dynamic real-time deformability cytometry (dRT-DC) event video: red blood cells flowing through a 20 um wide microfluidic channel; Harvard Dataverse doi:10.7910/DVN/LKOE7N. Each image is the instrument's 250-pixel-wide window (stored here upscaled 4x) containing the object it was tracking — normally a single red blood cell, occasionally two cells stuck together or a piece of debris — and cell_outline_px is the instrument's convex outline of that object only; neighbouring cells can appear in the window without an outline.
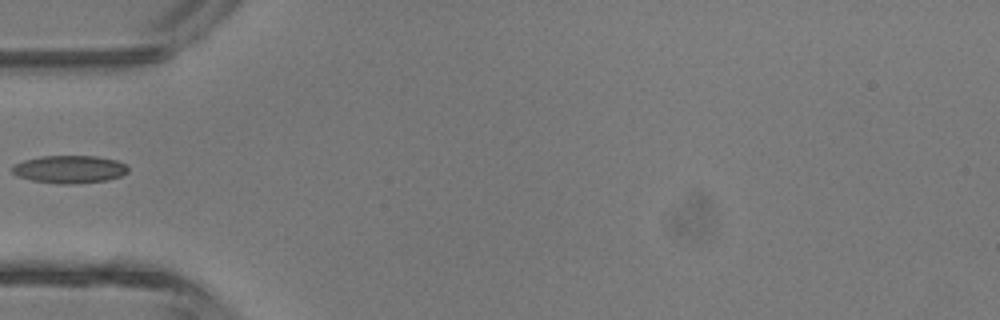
{"species": "common noctule bat (a hibernating species)", "species_latin": "Nyctalus noctula", "temperature_condition": "room temperature", "stored_images_in_passage": 4, "camera_frame_rate_fps": 3000, "um_per_image_px": 0.085, "animal": {"sex": "male", "body_mass_g": 13.3}, "frame": {"image": 1, "passage_image": 4, "time_ms": 3.667, "image_size_px": [1000, 320], "cell_outline_px": [[128, 172], [120, 176], [108, 180], [72, 184], [60, 184], [32, 180], [16, 176], [12, 172], [12, 164], [24, 160], [40, 156], [96, 156], [116, 160], [124, 164], [128, 168]], "centroid_in_image_um": [5.88, 14.39], "position_along_channel_um": 79.1, "area_um2": 18.79}}